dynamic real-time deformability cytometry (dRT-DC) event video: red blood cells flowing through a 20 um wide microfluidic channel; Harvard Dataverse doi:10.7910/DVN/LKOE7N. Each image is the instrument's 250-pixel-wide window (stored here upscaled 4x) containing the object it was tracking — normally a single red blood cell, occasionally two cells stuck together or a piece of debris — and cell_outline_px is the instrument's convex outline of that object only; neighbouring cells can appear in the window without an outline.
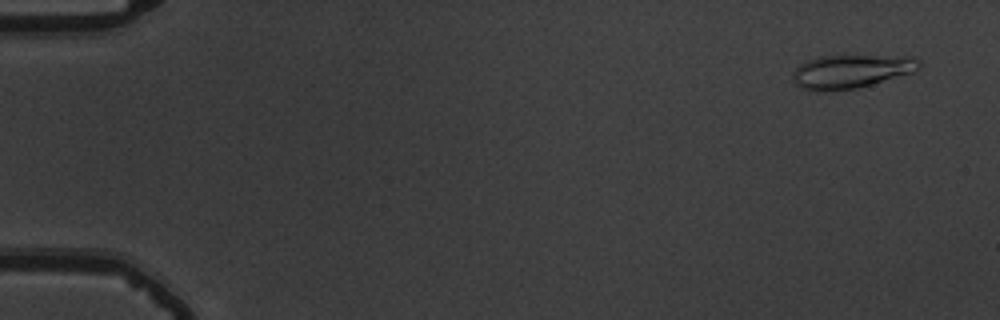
{"species": "common noctule bat (a hibernating species)", "species_latin": "Nyctalus noctula", "temperature_condition": "warm", "stored_images_in_passage": 54, "camera_frame_rate_fps": 3000, "um_per_image_px": 0.085, "animal": {"sex": "male", "body_mass_g": 19.5, "forearm_length_mm": 54.6}, "frame": {"image": 1, "passage_image": 3, "time_ms": 0.667, "image_size_px": [1000, 320], "cell_outline_px": [[920, 68], [916, 72], [872, 84], [856, 88], [816, 92], [800, 88], [792, 80], [792, 72], [800, 64], [808, 60], [820, 56], [844, 52], [912, 56], [920, 60]], "centroid_in_image_um": [72.38, 6.0], "position_along_channel_um": 12.6, "area_um2": 26.24}}
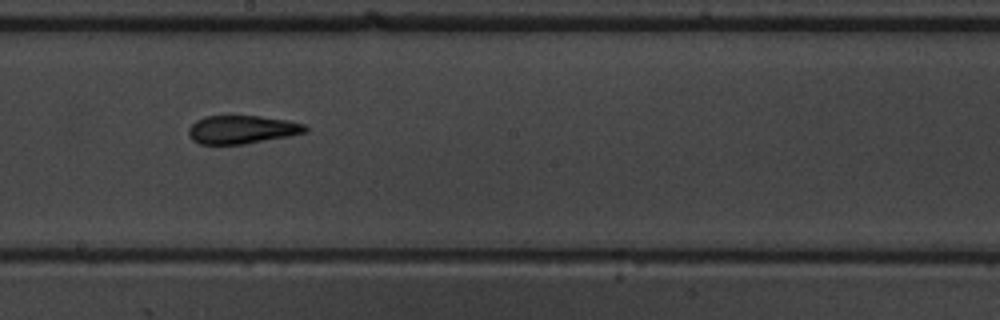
{"frame": {"image": 2, "passage_image": 31, "time_ms": 10.0, "image_size_px": [1000, 320], "cell_outline_px": [[308, 132], [288, 136], [244, 144], [200, 144], [192, 140], [188, 132], [188, 128], [196, 120], [204, 116], [260, 116], [288, 120], [304, 124], [308, 128]], "centroid_in_image_um": [20.56, 11.01], "position_along_channel_um": 227.6, "area_um2": 19.25}}
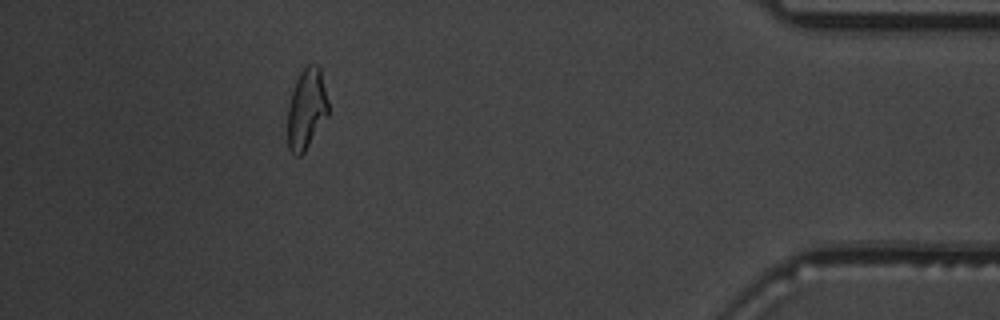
{"frame": {"image": 3, "passage_image": 49, "time_ms": 16.0, "image_size_px": [1000, 320], "cell_outline_px": [[328, 116], [304, 152], [300, 156], [296, 156], [288, 148], [288, 108], [292, 92], [296, 80], [300, 72], [308, 64], [316, 64], [320, 68], [328, 100]], "centroid_in_image_um": [26.06, 9.26], "position_along_channel_um": 409.1, "area_um2": 19.02}, "authors_computed_cell_mechanics": {"area_um2": 19.9988, "velocity_mm_per_s": 3.8015, "shape_relaxation_time_tau1_ms": 11.0422, "shape_relaxation_time_tau2_ms": 2.0502, "deformation_change_tau1": 0.2844, "deformation_change_tau2": 0.111}}